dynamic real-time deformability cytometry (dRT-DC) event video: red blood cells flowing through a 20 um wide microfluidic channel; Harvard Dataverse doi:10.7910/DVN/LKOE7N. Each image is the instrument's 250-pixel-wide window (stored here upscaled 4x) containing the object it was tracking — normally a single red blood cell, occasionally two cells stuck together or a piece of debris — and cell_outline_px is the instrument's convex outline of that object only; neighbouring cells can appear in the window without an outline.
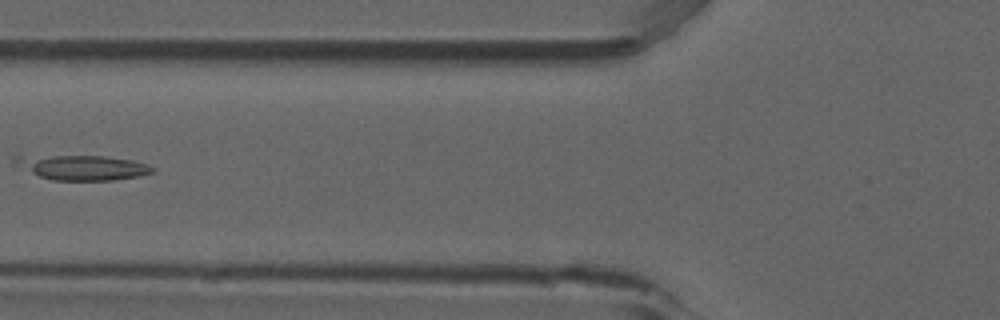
{"species": "common noctule bat (a hibernating species)", "species_latin": "Nyctalus noctula", "temperature_condition": "room temperature", "stored_images_in_passage": 8, "camera_frame_rate_fps": 3000, "um_per_image_px": 0.085, "animal": {"sex": "male", "forearm_length_mm": 52.5}, "frame": {"image": 1, "passage_image": 7, "time_ms": 2.0, "image_size_px": [1000, 320], "cell_outline_px": [[156, 172], [136, 176], [112, 180], [52, 180], [40, 176], [16, 164], [12, 160], [12, 152], [104, 156], [132, 160], [148, 164], [156, 168]], "centroid_in_image_um": [6.84, 14.16], "position_along_channel_um": 119.0, "area_um2": 20.98}}
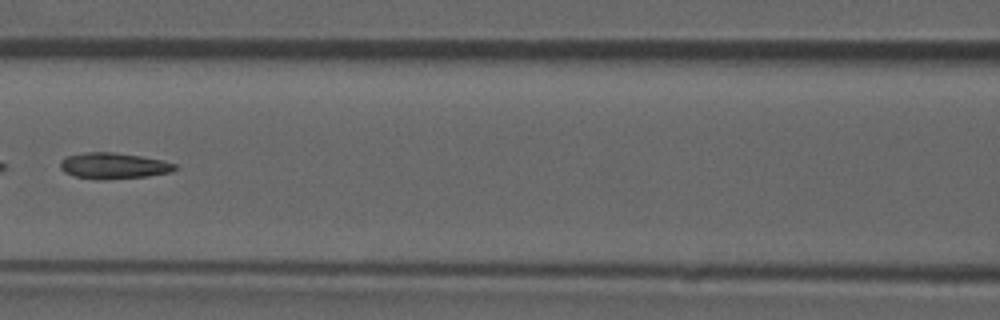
{"frame": {"image": 2, "passage_image": 8, "time_ms": 2.333, "image_size_px": [1000, 320], "cell_outline_px": [[180, 168], [172, 172], [148, 176], [104, 180], [96, 180], [76, 176], [64, 172], [60, 168], [60, 160], [68, 156], [88, 152], [112, 152], [140, 156], [164, 160], [176, 164]], "centroid_in_image_um": [9.7, 14.1], "position_along_channel_um": 156.9, "area_um2": 17.57}}